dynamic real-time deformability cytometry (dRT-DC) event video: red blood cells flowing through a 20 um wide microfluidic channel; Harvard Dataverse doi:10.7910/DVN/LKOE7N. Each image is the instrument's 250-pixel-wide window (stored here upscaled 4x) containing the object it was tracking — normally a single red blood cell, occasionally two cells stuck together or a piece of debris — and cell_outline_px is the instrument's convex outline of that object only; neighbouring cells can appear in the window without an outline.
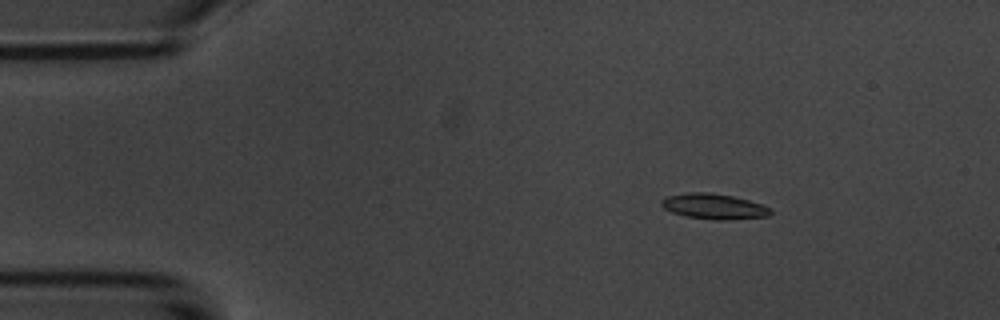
{"species": "common noctule bat (a hibernating species)", "species_latin": "Nyctalus noctula", "temperature_condition": "room temperature", "stored_images_in_passage": 4, "camera_frame_rate_fps": 3000, "um_per_image_px": 0.085, "animal": {"sex": "male", "body_mass_g": 20.1, "forearm_length_mm": 53.5}, "frame": {"image": 1, "passage_image": 2, "time_ms": 1.333, "image_size_px": [1000, 320], "cell_outline_px": [[772, 212], [768, 216], [724, 220], [720, 220], [688, 216], [672, 212], [664, 208], [660, 204], [660, 200], [664, 196], [688, 192], [712, 192], [732, 196], [748, 200], [772, 208]], "centroid_in_image_um": [60.65, 17.52], "position_along_channel_um": 24.3, "area_um2": 16.13}}